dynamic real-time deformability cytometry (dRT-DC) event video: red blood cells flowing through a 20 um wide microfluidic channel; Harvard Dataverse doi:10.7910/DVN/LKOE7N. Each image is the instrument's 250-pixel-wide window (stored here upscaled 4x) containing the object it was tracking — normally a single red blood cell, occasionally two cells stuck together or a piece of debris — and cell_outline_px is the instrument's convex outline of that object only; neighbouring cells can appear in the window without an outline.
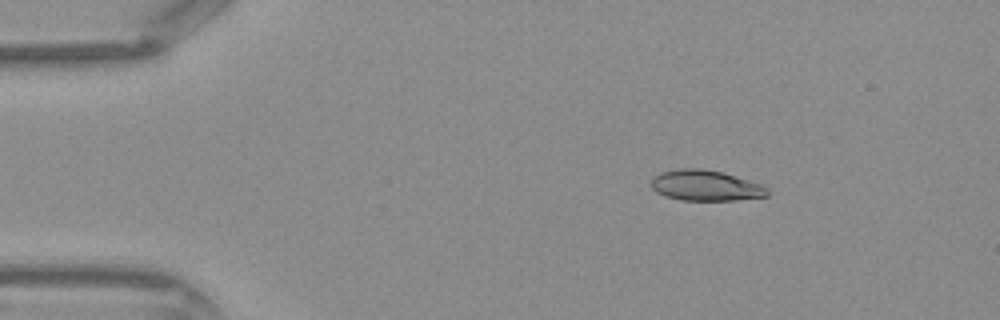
{"species": "Egyptian fruit bat (a non-hibernating species)", "species_latin": "Rousettus aegyptiacus", "temperature_condition": "warm", "stored_images_in_passage": 38, "camera_frame_rate_fps": 3000, "um_per_image_px": 0.085, "frame": {"image": 1, "passage_image": 2, "time_ms": 0.333, "image_size_px": [1000, 320], "cell_outline_px": [[768, 196], [736, 200], [680, 200], [656, 192], [652, 188], [652, 180], [660, 172], [680, 168], [700, 168], [720, 172], [764, 184], [768, 188]], "centroid_in_image_um": [60.01, 15.77], "position_along_channel_um": 25.0, "area_um2": 20.63}}
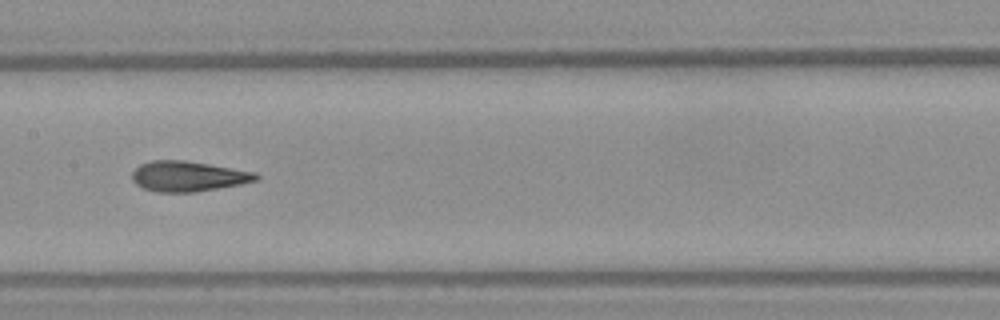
{"frame": {"image": 2, "passage_image": 17, "time_ms": 5.333, "image_size_px": [1000, 320], "cell_outline_px": [[260, 180], [240, 184], [196, 192], [156, 192], [144, 188], [136, 184], [132, 180], [132, 172], [140, 164], [152, 160], [184, 160], [256, 172], [260, 176]], "centroid_in_image_um": [16.0, 14.98], "position_along_channel_um": 191.4, "area_um2": 21.91}}
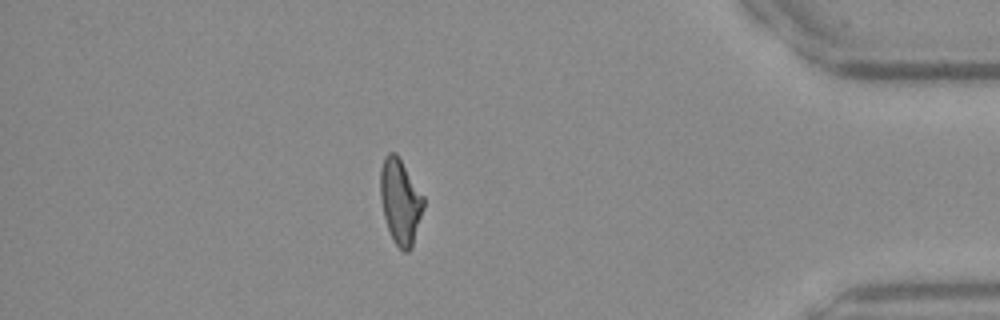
{"frame": {"image": 3, "passage_image": 33, "time_ms": 10.667, "image_size_px": [1000, 320], "cell_outline_px": [[424, 208], [412, 248], [408, 252], [404, 252], [392, 240], [384, 216], [380, 200], [380, 168], [384, 156], [388, 152], [396, 152], [424, 196]], "centroid_in_image_um": [34.02, 17.12], "position_along_channel_um": 401.2, "area_um2": 21.68}}